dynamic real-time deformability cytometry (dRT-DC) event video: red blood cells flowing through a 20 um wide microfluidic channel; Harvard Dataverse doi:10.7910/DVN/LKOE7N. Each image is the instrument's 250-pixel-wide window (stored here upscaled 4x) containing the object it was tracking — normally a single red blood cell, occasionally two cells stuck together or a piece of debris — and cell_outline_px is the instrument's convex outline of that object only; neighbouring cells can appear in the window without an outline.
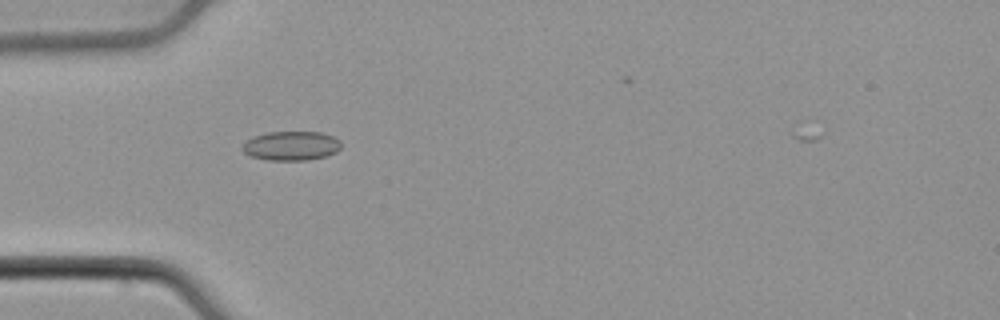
{"species": "common noctule bat (a hibernating species)", "species_latin": "Nyctalus noctula", "temperature_condition": "cold", "stored_images_in_passage": 31, "camera_frame_rate_fps": 3000, "um_per_image_px": 0.085, "animal": {"sex": "male", "body_mass_g": 21.5, "forearm_length_mm": 52.0}, "frame": {"image": 1, "passage_image": 1, "time_ms": 0.0, "image_size_px": [1000, 320], "cell_outline_px": [[340, 148], [336, 152], [328, 156], [308, 160], [268, 160], [248, 156], [244, 152], [244, 144], [248, 140], [256, 136], [268, 132], [320, 132], [332, 136], [340, 140]], "centroid_in_image_um": [24.79, 12.4], "position_along_channel_um": 60.2, "area_um2": 16.7}}
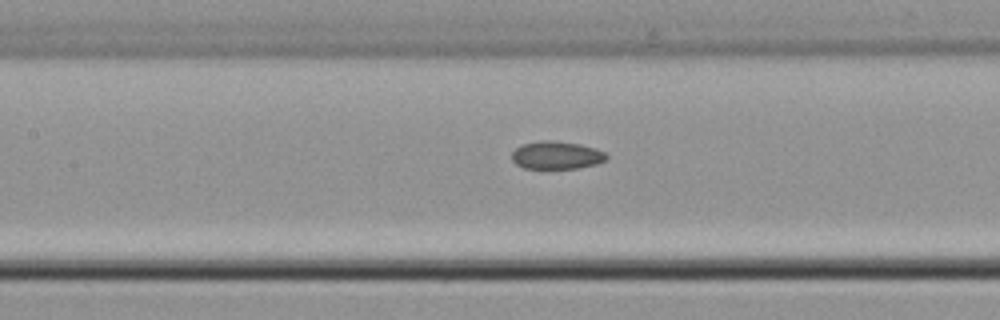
{"frame": {"image": 2, "passage_image": 9, "time_ms": 2.667, "image_size_px": [1000, 320], "cell_outline_px": [[608, 156], [604, 160], [596, 164], [576, 168], [524, 168], [516, 164], [512, 160], [512, 152], [520, 144], [540, 140], [548, 140], [580, 144], [596, 148], [604, 152]], "centroid_in_image_um": [47.27, 13.18], "position_along_channel_um": 160.1, "area_um2": 15.32}}
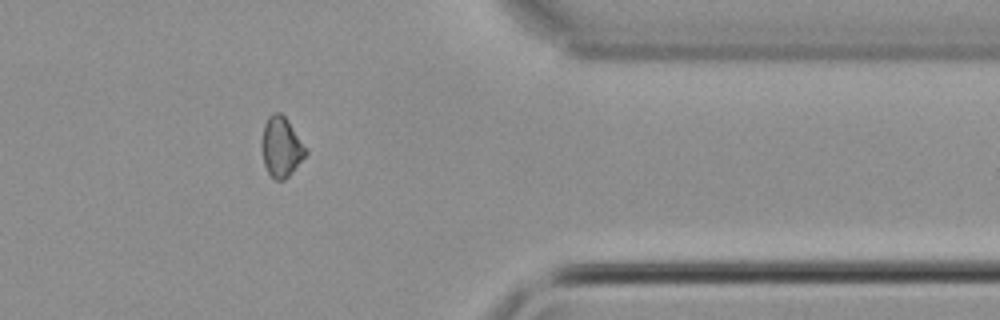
{"frame": {"image": 3, "passage_image": 28, "time_ms": 9.0, "image_size_px": [1000, 320], "cell_outline_px": [[308, 152], [292, 172], [284, 180], [276, 180], [268, 172], [264, 164], [260, 144], [264, 124], [268, 116], [272, 112], [280, 112], [288, 120]], "centroid_in_image_um": [23.87, 12.47], "position_along_channel_um": 387.5, "area_um2": 15.32}, "authors_computed_cell_mechanics": {"area_um2": 15.317, "velocity_mm_per_s": 3.8709, "shape_relaxation_time_tau1_ms": null, "shape_relaxation_time_tau2_ms": 5.4186, "deformation_change_tau1": null, "deformation_change_tau2": 0.0932}}